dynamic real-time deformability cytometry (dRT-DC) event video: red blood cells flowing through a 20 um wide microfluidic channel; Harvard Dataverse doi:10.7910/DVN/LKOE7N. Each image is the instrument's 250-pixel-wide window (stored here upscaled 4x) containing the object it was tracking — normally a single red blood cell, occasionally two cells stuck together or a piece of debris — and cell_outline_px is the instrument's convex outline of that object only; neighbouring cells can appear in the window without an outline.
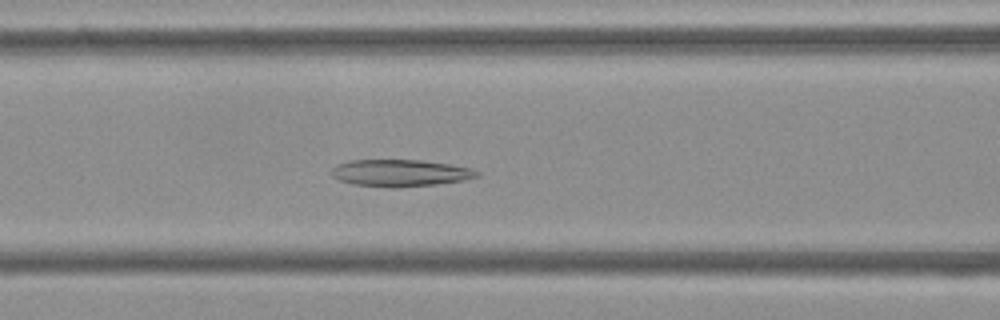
{"species": "Egyptian fruit bat (a non-hibernating species)", "species_latin": "Rousettus aegyptiacus", "temperature_condition": "cold", "stored_images_in_passage": 53, "camera_frame_rate_fps": 3000, "um_per_image_px": 0.085, "frame": {"image": 1, "passage_image": 21, "time_ms": 6.667, "image_size_px": [1000, 320], "cell_outline_px": [[480, 176], [464, 180], [436, 184], [392, 188], [352, 184], [340, 180], [332, 176], [332, 168], [348, 160], [420, 160], [448, 164], [472, 168], [480, 172]], "centroid_in_image_um": [34.04, 14.7], "position_along_channel_um": 132.6, "area_um2": 22.77}}
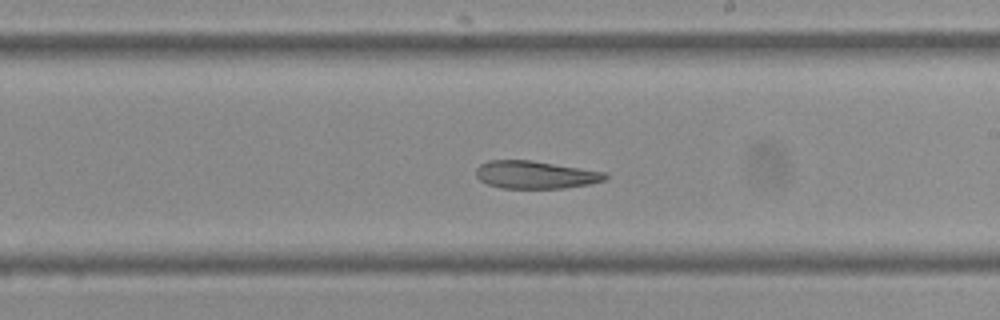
{"frame": {"image": 2, "passage_image": 30, "time_ms": 9.667, "image_size_px": [1000, 320], "cell_outline_px": [[608, 180], [588, 184], [564, 188], [500, 188], [488, 184], [480, 180], [476, 176], [476, 168], [480, 164], [488, 160], [532, 160], [608, 172]], "centroid_in_image_um": [45.54, 14.85], "position_along_channel_um": 243.5, "area_um2": 21.1}}
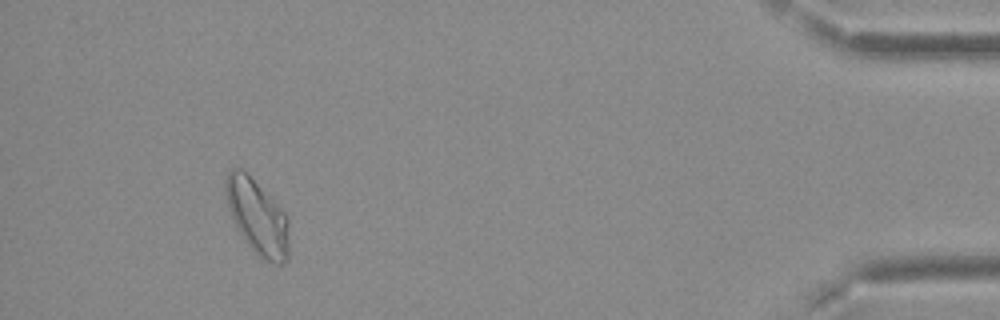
{"frame": {"image": 3, "passage_image": 49, "time_ms": 16.0, "image_size_px": [1000, 320], "cell_outline_px": [[288, 260], [284, 264], [272, 264], [260, 260], [244, 240], [228, 208], [224, 196], [224, 180], [228, 172], [232, 168], [240, 168], [288, 216]], "centroid_in_image_um": [21.86, 18.51], "position_along_channel_um": 413.3, "area_um2": 27.51}, "authors_computed_cell_mechanics": {"area_um2": 24.3916, "velocity_mm_per_s": 3.7031, "shape_relaxation_time_tau1_ms": null, "shape_relaxation_time_tau2_ms": 5.7499, "deformation_change_tau1": null, "deformation_change_tau2": 0.1262}}